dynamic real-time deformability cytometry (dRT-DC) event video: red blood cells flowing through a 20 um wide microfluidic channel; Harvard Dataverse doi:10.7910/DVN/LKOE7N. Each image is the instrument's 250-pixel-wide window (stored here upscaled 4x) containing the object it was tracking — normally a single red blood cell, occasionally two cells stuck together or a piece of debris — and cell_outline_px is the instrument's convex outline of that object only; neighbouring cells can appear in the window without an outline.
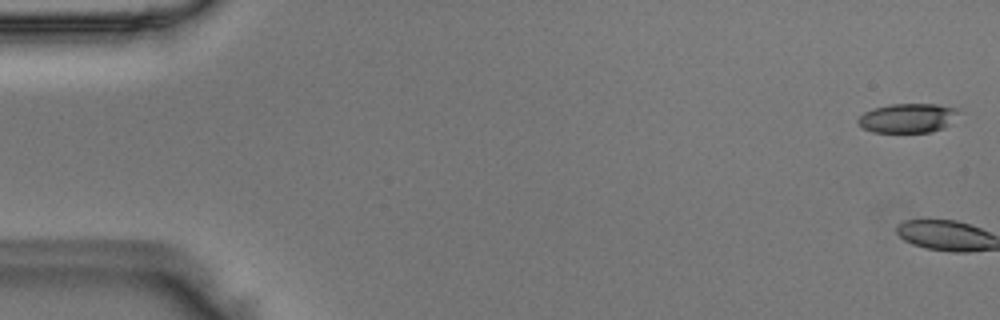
{"species": "Egyptian fruit bat (a non-hibernating species)", "species_latin": "Rousettus aegyptiacus", "temperature_condition": "room temperature", "stored_images_in_passage": 3, "camera_frame_rate_fps": 3000, "um_per_image_px": 0.085, "animal": {"sex": "male"}, "frame": {"image": 1, "passage_image": 1, "time_ms": 0.0, "image_size_px": [1000, 320], "cell_outline_px": [[964, 112], [944, 128], [932, 132], [872, 132], [864, 128], [856, 120], [864, 112], [872, 108], [888, 104], [936, 104], [960, 108]], "centroid_in_image_um": [77.24, 10.02], "position_along_channel_um": 7.8, "area_um2": 17.57}}